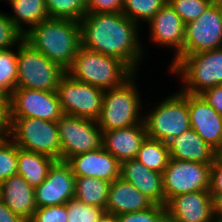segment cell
I'll return each mask as SVG.
<instances>
[{"label":"cell","instance_id":"6da1fadb","mask_svg":"<svg viewBox=\"0 0 222 222\" xmlns=\"http://www.w3.org/2000/svg\"><path fill=\"white\" fill-rule=\"evenodd\" d=\"M137 24L123 13L86 12L79 21L81 46L118 58L136 73L145 51Z\"/></svg>","mask_w":222,"mask_h":222},{"label":"cell","instance_id":"7a4b0ae2","mask_svg":"<svg viewBox=\"0 0 222 222\" xmlns=\"http://www.w3.org/2000/svg\"><path fill=\"white\" fill-rule=\"evenodd\" d=\"M24 40L67 70L81 46L79 21L48 18L24 34Z\"/></svg>","mask_w":222,"mask_h":222},{"label":"cell","instance_id":"3957f363","mask_svg":"<svg viewBox=\"0 0 222 222\" xmlns=\"http://www.w3.org/2000/svg\"><path fill=\"white\" fill-rule=\"evenodd\" d=\"M66 73L73 79L103 90L122 85L134 74L122 60L82 46Z\"/></svg>","mask_w":222,"mask_h":222},{"label":"cell","instance_id":"277c9868","mask_svg":"<svg viewBox=\"0 0 222 222\" xmlns=\"http://www.w3.org/2000/svg\"><path fill=\"white\" fill-rule=\"evenodd\" d=\"M169 72L179 74L182 92L200 95L206 89L222 85V48L176 57Z\"/></svg>","mask_w":222,"mask_h":222},{"label":"cell","instance_id":"5b68a950","mask_svg":"<svg viewBox=\"0 0 222 222\" xmlns=\"http://www.w3.org/2000/svg\"><path fill=\"white\" fill-rule=\"evenodd\" d=\"M136 73L122 85L104 90L103 106L97 124L102 132L127 128L143 122L141 97L134 81ZM142 114V115H141Z\"/></svg>","mask_w":222,"mask_h":222},{"label":"cell","instance_id":"8992f818","mask_svg":"<svg viewBox=\"0 0 222 222\" xmlns=\"http://www.w3.org/2000/svg\"><path fill=\"white\" fill-rule=\"evenodd\" d=\"M143 121L148 137L168 144L191 128L187 93L179 91L167 96L152 111L146 112Z\"/></svg>","mask_w":222,"mask_h":222},{"label":"cell","instance_id":"52a82bcc","mask_svg":"<svg viewBox=\"0 0 222 222\" xmlns=\"http://www.w3.org/2000/svg\"><path fill=\"white\" fill-rule=\"evenodd\" d=\"M17 48V88L57 92L59 81L66 70L25 40Z\"/></svg>","mask_w":222,"mask_h":222},{"label":"cell","instance_id":"ba28073f","mask_svg":"<svg viewBox=\"0 0 222 222\" xmlns=\"http://www.w3.org/2000/svg\"><path fill=\"white\" fill-rule=\"evenodd\" d=\"M9 138L21 149L61 160V144L56 121L36 118H9Z\"/></svg>","mask_w":222,"mask_h":222},{"label":"cell","instance_id":"9c48e42d","mask_svg":"<svg viewBox=\"0 0 222 222\" xmlns=\"http://www.w3.org/2000/svg\"><path fill=\"white\" fill-rule=\"evenodd\" d=\"M57 94L65 115L98 119L103 106V89L73 79L65 73L59 81Z\"/></svg>","mask_w":222,"mask_h":222},{"label":"cell","instance_id":"30bf717a","mask_svg":"<svg viewBox=\"0 0 222 222\" xmlns=\"http://www.w3.org/2000/svg\"><path fill=\"white\" fill-rule=\"evenodd\" d=\"M61 161L102 147L103 132L96 120L63 115L58 121Z\"/></svg>","mask_w":222,"mask_h":222},{"label":"cell","instance_id":"8fae6325","mask_svg":"<svg viewBox=\"0 0 222 222\" xmlns=\"http://www.w3.org/2000/svg\"><path fill=\"white\" fill-rule=\"evenodd\" d=\"M211 165L170 158L162 173L165 205L177 195L209 191Z\"/></svg>","mask_w":222,"mask_h":222},{"label":"cell","instance_id":"7c38bea8","mask_svg":"<svg viewBox=\"0 0 222 222\" xmlns=\"http://www.w3.org/2000/svg\"><path fill=\"white\" fill-rule=\"evenodd\" d=\"M222 48V12L216 1L185 27L183 51L177 57Z\"/></svg>","mask_w":222,"mask_h":222},{"label":"cell","instance_id":"4fadbf2b","mask_svg":"<svg viewBox=\"0 0 222 222\" xmlns=\"http://www.w3.org/2000/svg\"><path fill=\"white\" fill-rule=\"evenodd\" d=\"M63 115L57 92L16 88L9 96V118L57 122Z\"/></svg>","mask_w":222,"mask_h":222},{"label":"cell","instance_id":"5bb4252c","mask_svg":"<svg viewBox=\"0 0 222 222\" xmlns=\"http://www.w3.org/2000/svg\"><path fill=\"white\" fill-rule=\"evenodd\" d=\"M75 175L66 161H55L46 179L34 188L37 208L66 204L74 198Z\"/></svg>","mask_w":222,"mask_h":222},{"label":"cell","instance_id":"9a60e30c","mask_svg":"<svg viewBox=\"0 0 222 222\" xmlns=\"http://www.w3.org/2000/svg\"><path fill=\"white\" fill-rule=\"evenodd\" d=\"M165 209L167 222H214L209 191L177 195L166 203Z\"/></svg>","mask_w":222,"mask_h":222},{"label":"cell","instance_id":"2e32d148","mask_svg":"<svg viewBox=\"0 0 222 222\" xmlns=\"http://www.w3.org/2000/svg\"><path fill=\"white\" fill-rule=\"evenodd\" d=\"M191 128L215 151L222 143V116L200 95L187 93Z\"/></svg>","mask_w":222,"mask_h":222},{"label":"cell","instance_id":"e0dca14e","mask_svg":"<svg viewBox=\"0 0 222 222\" xmlns=\"http://www.w3.org/2000/svg\"><path fill=\"white\" fill-rule=\"evenodd\" d=\"M66 162L70 165L75 177L88 176L108 182H113L120 177L121 163L103 146L72 156Z\"/></svg>","mask_w":222,"mask_h":222},{"label":"cell","instance_id":"ac0fdd59","mask_svg":"<svg viewBox=\"0 0 222 222\" xmlns=\"http://www.w3.org/2000/svg\"><path fill=\"white\" fill-rule=\"evenodd\" d=\"M150 37L157 45L175 48V59L182 51L186 24L167 2L149 21Z\"/></svg>","mask_w":222,"mask_h":222},{"label":"cell","instance_id":"d6986e66","mask_svg":"<svg viewBox=\"0 0 222 222\" xmlns=\"http://www.w3.org/2000/svg\"><path fill=\"white\" fill-rule=\"evenodd\" d=\"M147 137L144 121L140 124L103 132V148L120 163L136 159L138 150Z\"/></svg>","mask_w":222,"mask_h":222},{"label":"cell","instance_id":"ffe728a7","mask_svg":"<svg viewBox=\"0 0 222 222\" xmlns=\"http://www.w3.org/2000/svg\"><path fill=\"white\" fill-rule=\"evenodd\" d=\"M120 177L130 182L154 204L165 206L163 175L148 169L137 159L123 161Z\"/></svg>","mask_w":222,"mask_h":222},{"label":"cell","instance_id":"44dd1931","mask_svg":"<svg viewBox=\"0 0 222 222\" xmlns=\"http://www.w3.org/2000/svg\"><path fill=\"white\" fill-rule=\"evenodd\" d=\"M0 198L13 213L27 222L31 220L37 209L34 187L18 174L0 184Z\"/></svg>","mask_w":222,"mask_h":222},{"label":"cell","instance_id":"7402d4cb","mask_svg":"<svg viewBox=\"0 0 222 222\" xmlns=\"http://www.w3.org/2000/svg\"><path fill=\"white\" fill-rule=\"evenodd\" d=\"M153 205L154 203L135 186L118 177L111 182L105 213L117 216L145 210Z\"/></svg>","mask_w":222,"mask_h":222},{"label":"cell","instance_id":"603a6c76","mask_svg":"<svg viewBox=\"0 0 222 222\" xmlns=\"http://www.w3.org/2000/svg\"><path fill=\"white\" fill-rule=\"evenodd\" d=\"M170 158L212 164L215 160V150L211 148L192 129H188L180 136L168 143Z\"/></svg>","mask_w":222,"mask_h":222},{"label":"cell","instance_id":"cb8c5ba5","mask_svg":"<svg viewBox=\"0 0 222 222\" xmlns=\"http://www.w3.org/2000/svg\"><path fill=\"white\" fill-rule=\"evenodd\" d=\"M56 160L18 147L17 174L32 187H37L47 177L49 168Z\"/></svg>","mask_w":222,"mask_h":222},{"label":"cell","instance_id":"d4e9b609","mask_svg":"<svg viewBox=\"0 0 222 222\" xmlns=\"http://www.w3.org/2000/svg\"><path fill=\"white\" fill-rule=\"evenodd\" d=\"M15 13L8 15L12 23L25 34L40 22L48 19L45 0H8ZM23 24V25H22ZM24 25L29 27L25 30Z\"/></svg>","mask_w":222,"mask_h":222},{"label":"cell","instance_id":"484cf974","mask_svg":"<svg viewBox=\"0 0 222 222\" xmlns=\"http://www.w3.org/2000/svg\"><path fill=\"white\" fill-rule=\"evenodd\" d=\"M111 182L103 179L75 177L74 197L87 205L105 210Z\"/></svg>","mask_w":222,"mask_h":222},{"label":"cell","instance_id":"4316f807","mask_svg":"<svg viewBox=\"0 0 222 222\" xmlns=\"http://www.w3.org/2000/svg\"><path fill=\"white\" fill-rule=\"evenodd\" d=\"M136 159L148 169L162 174L170 159L168 144L147 136Z\"/></svg>","mask_w":222,"mask_h":222},{"label":"cell","instance_id":"83f0119b","mask_svg":"<svg viewBox=\"0 0 222 222\" xmlns=\"http://www.w3.org/2000/svg\"><path fill=\"white\" fill-rule=\"evenodd\" d=\"M17 52L12 48L0 50V92L8 97L17 88Z\"/></svg>","mask_w":222,"mask_h":222},{"label":"cell","instance_id":"f1b7e54d","mask_svg":"<svg viewBox=\"0 0 222 222\" xmlns=\"http://www.w3.org/2000/svg\"><path fill=\"white\" fill-rule=\"evenodd\" d=\"M49 18L80 21L87 12L86 0H45Z\"/></svg>","mask_w":222,"mask_h":222},{"label":"cell","instance_id":"f546056e","mask_svg":"<svg viewBox=\"0 0 222 222\" xmlns=\"http://www.w3.org/2000/svg\"><path fill=\"white\" fill-rule=\"evenodd\" d=\"M168 0H124L122 13L136 23L148 22Z\"/></svg>","mask_w":222,"mask_h":222},{"label":"cell","instance_id":"4dcf8cb0","mask_svg":"<svg viewBox=\"0 0 222 222\" xmlns=\"http://www.w3.org/2000/svg\"><path fill=\"white\" fill-rule=\"evenodd\" d=\"M67 222H98L104 215L105 210L81 202L75 197L67 203Z\"/></svg>","mask_w":222,"mask_h":222},{"label":"cell","instance_id":"1f68e13d","mask_svg":"<svg viewBox=\"0 0 222 222\" xmlns=\"http://www.w3.org/2000/svg\"><path fill=\"white\" fill-rule=\"evenodd\" d=\"M214 1L215 0H168V3L180 16L181 20L187 24L199 18Z\"/></svg>","mask_w":222,"mask_h":222},{"label":"cell","instance_id":"d6a6232c","mask_svg":"<svg viewBox=\"0 0 222 222\" xmlns=\"http://www.w3.org/2000/svg\"><path fill=\"white\" fill-rule=\"evenodd\" d=\"M18 146L8 137L0 144V184L17 175Z\"/></svg>","mask_w":222,"mask_h":222},{"label":"cell","instance_id":"836d02e7","mask_svg":"<svg viewBox=\"0 0 222 222\" xmlns=\"http://www.w3.org/2000/svg\"><path fill=\"white\" fill-rule=\"evenodd\" d=\"M117 222H167L164 205L154 204L152 207L116 216Z\"/></svg>","mask_w":222,"mask_h":222},{"label":"cell","instance_id":"e575fe53","mask_svg":"<svg viewBox=\"0 0 222 222\" xmlns=\"http://www.w3.org/2000/svg\"><path fill=\"white\" fill-rule=\"evenodd\" d=\"M24 40V34L12 23L8 14L0 12V50L18 46Z\"/></svg>","mask_w":222,"mask_h":222},{"label":"cell","instance_id":"d590c367","mask_svg":"<svg viewBox=\"0 0 222 222\" xmlns=\"http://www.w3.org/2000/svg\"><path fill=\"white\" fill-rule=\"evenodd\" d=\"M66 204L37 208L29 222H67Z\"/></svg>","mask_w":222,"mask_h":222},{"label":"cell","instance_id":"8d00e7d4","mask_svg":"<svg viewBox=\"0 0 222 222\" xmlns=\"http://www.w3.org/2000/svg\"><path fill=\"white\" fill-rule=\"evenodd\" d=\"M124 0H86L89 13H122Z\"/></svg>","mask_w":222,"mask_h":222},{"label":"cell","instance_id":"74e56055","mask_svg":"<svg viewBox=\"0 0 222 222\" xmlns=\"http://www.w3.org/2000/svg\"><path fill=\"white\" fill-rule=\"evenodd\" d=\"M200 96L222 116V85L208 88Z\"/></svg>","mask_w":222,"mask_h":222},{"label":"cell","instance_id":"f35d334b","mask_svg":"<svg viewBox=\"0 0 222 222\" xmlns=\"http://www.w3.org/2000/svg\"><path fill=\"white\" fill-rule=\"evenodd\" d=\"M210 193H222V162L216 158L210 170Z\"/></svg>","mask_w":222,"mask_h":222},{"label":"cell","instance_id":"ab89813d","mask_svg":"<svg viewBox=\"0 0 222 222\" xmlns=\"http://www.w3.org/2000/svg\"><path fill=\"white\" fill-rule=\"evenodd\" d=\"M0 130H10L9 97L0 92Z\"/></svg>","mask_w":222,"mask_h":222},{"label":"cell","instance_id":"60d3db41","mask_svg":"<svg viewBox=\"0 0 222 222\" xmlns=\"http://www.w3.org/2000/svg\"><path fill=\"white\" fill-rule=\"evenodd\" d=\"M0 222H27L19 215L13 213L0 198Z\"/></svg>","mask_w":222,"mask_h":222},{"label":"cell","instance_id":"b9f144b4","mask_svg":"<svg viewBox=\"0 0 222 222\" xmlns=\"http://www.w3.org/2000/svg\"><path fill=\"white\" fill-rule=\"evenodd\" d=\"M212 195V206L214 218L222 217V193H210Z\"/></svg>","mask_w":222,"mask_h":222},{"label":"cell","instance_id":"7bdbcfd3","mask_svg":"<svg viewBox=\"0 0 222 222\" xmlns=\"http://www.w3.org/2000/svg\"><path fill=\"white\" fill-rule=\"evenodd\" d=\"M98 222H117L116 216L108 213H104V215L100 218Z\"/></svg>","mask_w":222,"mask_h":222},{"label":"cell","instance_id":"ee69618b","mask_svg":"<svg viewBox=\"0 0 222 222\" xmlns=\"http://www.w3.org/2000/svg\"><path fill=\"white\" fill-rule=\"evenodd\" d=\"M10 130H0V144L9 137Z\"/></svg>","mask_w":222,"mask_h":222},{"label":"cell","instance_id":"f6af8a7d","mask_svg":"<svg viewBox=\"0 0 222 222\" xmlns=\"http://www.w3.org/2000/svg\"><path fill=\"white\" fill-rule=\"evenodd\" d=\"M215 158L222 162V143L220 144L219 148L215 151Z\"/></svg>","mask_w":222,"mask_h":222},{"label":"cell","instance_id":"bcb514c9","mask_svg":"<svg viewBox=\"0 0 222 222\" xmlns=\"http://www.w3.org/2000/svg\"><path fill=\"white\" fill-rule=\"evenodd\" d=\"M215 1L218 3V5L221 9V12H222V0H215Z\"/></svg>","mask_w":222,"mask_h":222},{"label":"cell","instance_id":"7dc6e473","mask_svg":"<svg viewBox=\"0 0 222 222\" xmlns=\"http://www.w3.org/2000/svg\"><path fill=\"white\" fill-rule=\"evenodd\" d=\"M214 222H222V217L214 218Z\"/></svg>","mask_w":222,"mask_h":222}]
</instances>
